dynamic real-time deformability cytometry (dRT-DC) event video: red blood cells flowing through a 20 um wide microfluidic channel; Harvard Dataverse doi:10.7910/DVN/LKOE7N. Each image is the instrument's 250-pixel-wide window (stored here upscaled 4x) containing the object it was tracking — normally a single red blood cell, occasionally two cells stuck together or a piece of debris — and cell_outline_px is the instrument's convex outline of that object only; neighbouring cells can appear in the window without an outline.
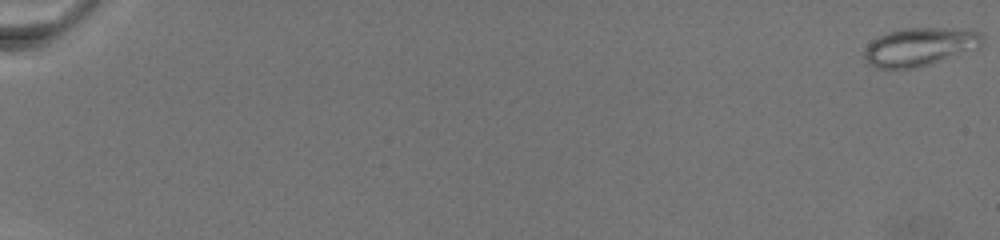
{"species": "common noctule bat (a hibernating species)", "species_latin": "Nyctalus noctula", "temperature_condition": "warm", "stored_images_in_passage": 49, "camera_frame_rate_fps": 3000, "um_per_image_px": 0.085, "animal": {"sex": "female", "body_mass_g": 19.5, "forearm_length_mm": 54.1}, "frame": {"image": 1, "passage_image": 1, "time_ms": 0.0, "image_size_px": [1000, 240], "cell_outline_px": [[984, 44], [980, 48], [916, 68], [876, 68], [868, 64], [864, 56], [864, 48], [872, 40], [888, 32], [904, 28], [944, 28], [980, 32], [984, 36]], "centroid_in_image_um": [78.19, 3.98], "position_along_channel_um": 6.8, "area_um2": 26.3}}
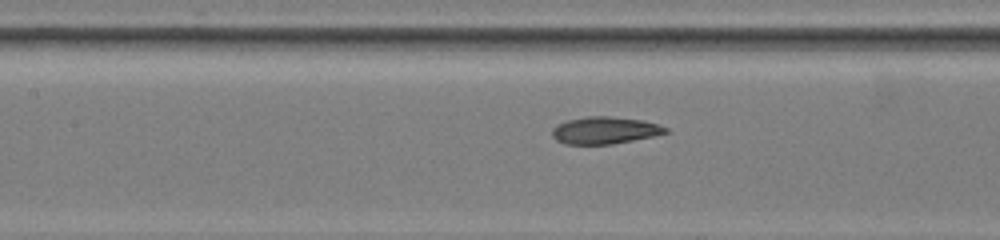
{"frame": {"image": 2, "passage_image": 30, "time_ms": 13.0, "image_size_px": [1000, 240], "cell_outline_px": [[668, 132], [652, 136], [612, 144], [564, 144], [556, 140], [552, 136], [552, 128], [556, 124], [568, 120], [588, 116], [608, 116], [644, 120], [668, 128]], "centroid_in_image_um": [51.36, 11.07], "position_along_channel_um": 156.0, "area_um2": 17.86}}
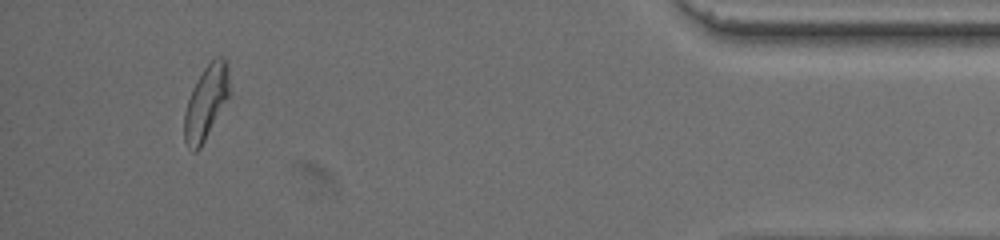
{"frame": {"image": 3, "passage_image": 45, "time_ms": 24.0, "image_size_px": [1000, 240], "cell_outline_px": [[228, 96], [200, 148], [196, 152], [192, 152], [188, 148], [184, 140], [184, 112], [192, 88], [204, 68], [216, 56], [224, 56], [228, 60]], "centroid_in_image_um": [17.49, 8.69], "position_along_channel_um": 417.7, "area_um2": 19.07}}